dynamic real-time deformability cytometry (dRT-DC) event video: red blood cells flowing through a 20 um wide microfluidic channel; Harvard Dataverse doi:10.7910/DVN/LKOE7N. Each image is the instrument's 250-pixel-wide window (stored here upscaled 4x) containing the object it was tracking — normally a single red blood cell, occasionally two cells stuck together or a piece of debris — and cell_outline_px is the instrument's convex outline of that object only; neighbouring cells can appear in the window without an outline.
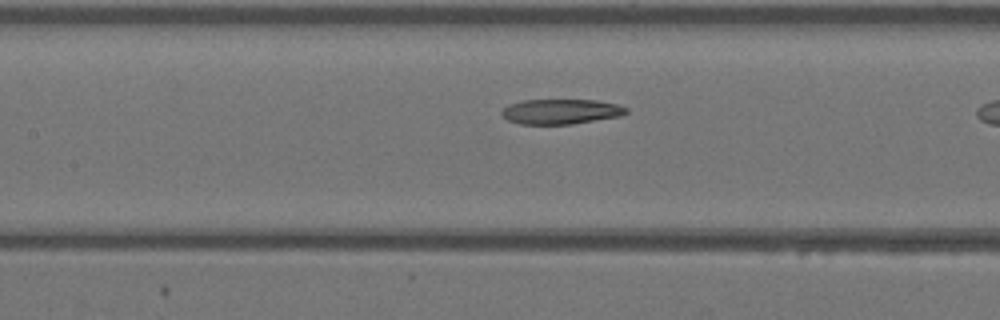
{"species": "Egyptian fruit bat (a non-hibernating species)", "species_latin": "Rousettus aegyptiacus", "temperature_condition": "warm", "stored_images_in_passage": 15, "camera_frame_rate_fps": 3000, "um_per_image_px": 0.085, "animal": {"sex": "female"}, "frame": {"image": 1, "passage_image": 13, "time_ms": 4.0, "image_size_px": [1000, 320], "cell_outline_px": [[628, 112], [620, 116], [572, 124], [520, 124], [508, 120], [500, 112], [508, 104], [524, 100], [596, 100], [616, 104], [628, 108]], "centroid_in_image_um": [47.67, 9.48], "position_along_channel_um": 159.7, "area_um2": 18.09}}